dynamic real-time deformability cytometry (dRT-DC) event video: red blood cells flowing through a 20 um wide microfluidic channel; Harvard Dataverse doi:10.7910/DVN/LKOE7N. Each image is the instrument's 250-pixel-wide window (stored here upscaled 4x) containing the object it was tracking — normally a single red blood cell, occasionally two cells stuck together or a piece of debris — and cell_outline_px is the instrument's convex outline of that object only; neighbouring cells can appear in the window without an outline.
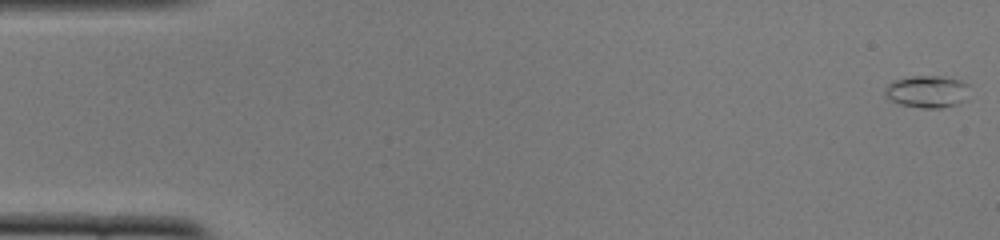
{"species": "common noctule bat (a hibernating species)", "species_latin": "Nyctalus noctula", "temperature_condition": "cold", "stored_images_in_passage": 52, "camera_frame_rate_fps": 3000, "um_per_image_px": 0.085, "animal": {"sex": "female", "body_mass_g": 22.0, "forearm_length_mm": 56.7}, "frame": {"image": 1, "passage_image": 1, "time_ms": 0.0, "image_size_px": [1000, 240], "cell_outline_px": [[968, 84], [960, 100], [956, 104], [940, 108], [924, 108], [900, 104], [892, 100], [884, 92], [888, 84], [892, 80], [912, 76], [940, 76], [960, 80]], "centroid_in_image_um": [78.73, 7.76], "position_along_channel_um": 6.3, "area_um2": 15.26}}
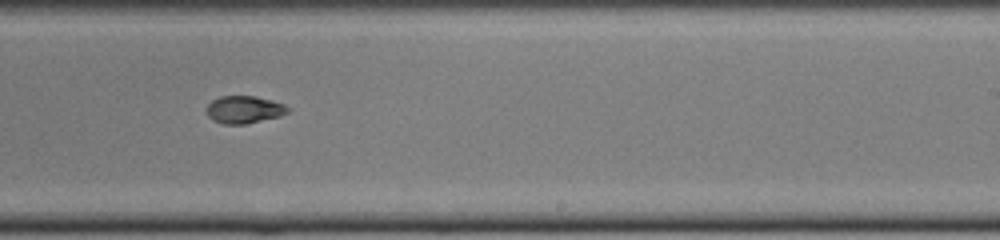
{"frame": {"image": 2, "passage_image": 32, "time_ms": 10.333, "image_size_px": [1000, 240], "cell_outline_px": [[292, 108], [288, 112], [280, 116], [244, 124], [224, 124], [212, 120], [208, 116], [204, 108], [212, 100], [220, 96], [256, 96], [272, 100], [284, 104]], "centroid_in_image_um": [20.74, 9.31], "position_along_channel_um": 268.3, "area_um2": 13.18}}
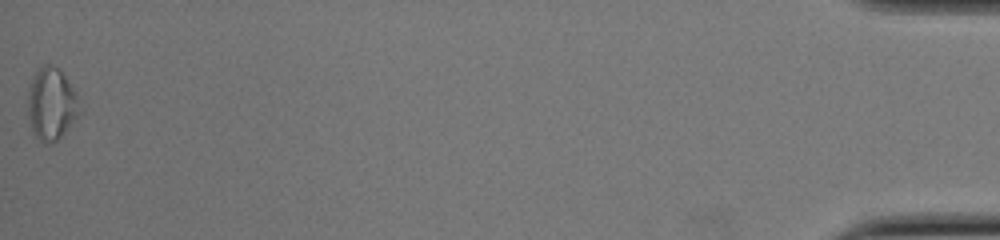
{"frame": {"image": 3, "passage_image": 52, "time_ms": 17.0, "image_size_px": [1000, 240], "cell_outline_px": [[80, 112], [64, 132], [52, 144], [44, 144], [36, 136], [32, 128], [28, 116], [28, 88], [36, 72], [44, 64], [52, 64], [64, 76], [76, 92]], "centroid_in_image_um": [4.35, 8.84], "position_along_channel_um": 430.9, "area_um2": 21.27}, "authors_computed_cell_mechanics": {"area_um2": 13.5541, "velocity_mm_per_s": 3.8946, "shape_relaxation_time_tau1_ms": null, "shape_relaxation_time_tau2_ms": 2.091, "deformation_change_tau1": null, "deformation_change_tau2": 0.0553}}